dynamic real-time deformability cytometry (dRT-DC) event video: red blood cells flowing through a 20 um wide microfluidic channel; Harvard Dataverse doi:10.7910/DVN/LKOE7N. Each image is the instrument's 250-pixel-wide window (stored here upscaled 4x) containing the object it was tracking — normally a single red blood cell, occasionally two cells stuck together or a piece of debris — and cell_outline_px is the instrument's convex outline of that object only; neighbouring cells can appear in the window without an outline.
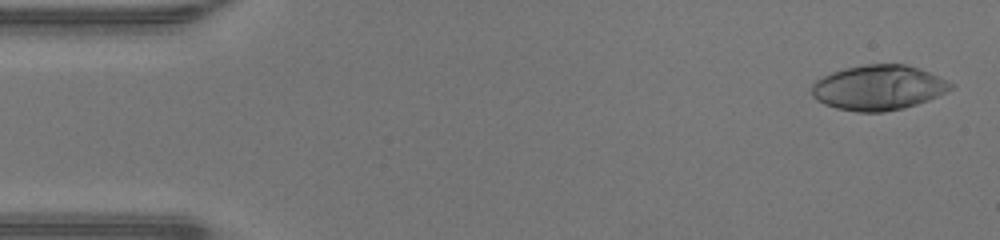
{"species": "human", "species_latin": "Homo sapiens", "temperature_condition": "warm", "stored_images_in_passage": 47, "camera_frame_rate_fps": 3000, "um_per_image_px": 0.085, "donor": {"sex": "male"}, "frame": {"image": 1, "passage_image": 2, "time_ms": 0.333, "image_size_px": [1000, 240], "cell_outline_px": [[956, 84], [952, 88], [928, 100], [904, 108], [884, 112], [856, 112], [836, 108], [824, 104], [816, 100], [812, 96], [812, 84], [816, 80], [832, 72], [844, 68], [868, 64], [904, 64], [920, 68]], "centroid_in_image_um": [74.65, 7.45], "position_along_channel_um": 10.3, "area_um2": 36.47}}
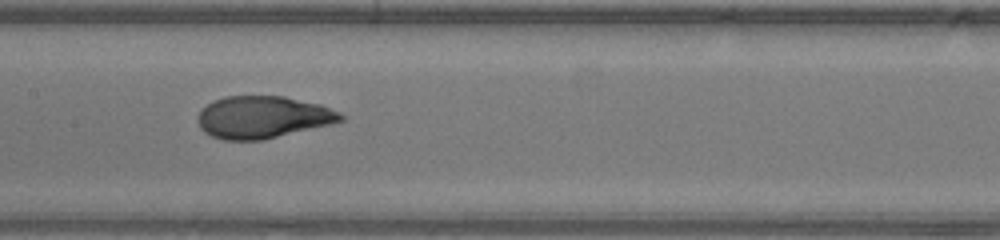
{"frame": {"image": 2, "passage_image": 23, "time_ms": 7.333, "image_size_px": [1000, 240], "cell_outline_px": [[344, 120], [332, 124], [260, 140], [224, 140], [212, 136], [204, 132], [200, 128], [196, 120], [196, 116], [212, 100], [224, 96], [284, 96], [320, 104], [340, 112], [344, 116]], "centroid_in_image_um": [22.32, 9.95], "position_along_channel_um": 185.1, "area_um2": 35.2}}
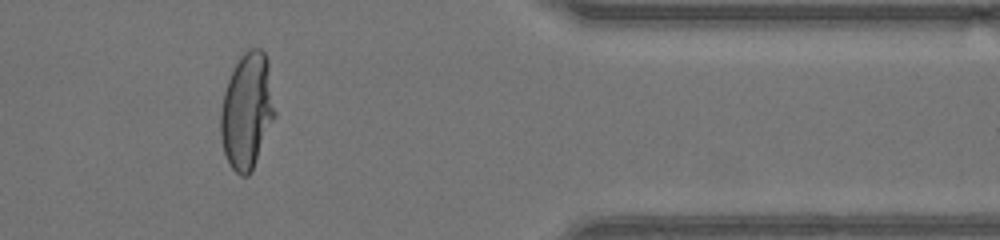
{"frame": {"image": 3, "passage_image": 39, "time_ms": 12.667, "image_size_px": [1000, 240], "cell_outline_px": [[276, 116], [252, 168], [248, 176], [240, 176], [232, 168], [224, 152], [220, 136], [220, 112], [224, 92], [228, 80], [240, 56], [248, 48], [260, 48], [264, 52], [268, 60], [276, 112]], "centroid_in_image_um": [21.0, 9.4], "position_along_channel_um": 390.4, "area_um2": 36.59}, "authors_computed_cell_mechanics": {"area_um2": 35.7204, "velocity_mm_per_s": 4.3521, "shape_relaxation_time_tau1_ms": 5.9324, "shape_relaxation_time_tau2_ms": null, "deformation_change_tau1": 0.3074, "deformation_change_tau2": null}}